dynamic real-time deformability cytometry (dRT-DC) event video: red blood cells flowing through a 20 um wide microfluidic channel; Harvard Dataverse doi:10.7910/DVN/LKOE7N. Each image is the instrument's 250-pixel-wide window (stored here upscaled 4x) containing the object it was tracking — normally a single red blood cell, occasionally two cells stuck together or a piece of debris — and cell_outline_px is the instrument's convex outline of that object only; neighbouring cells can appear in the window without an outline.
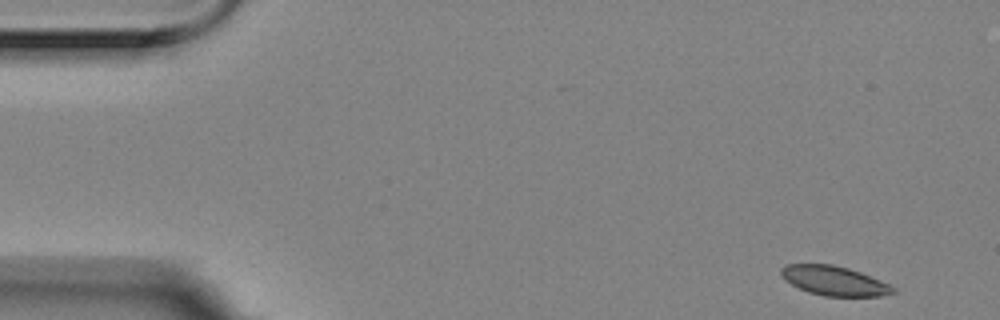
{"species": "Egyptian fruit bat (a non-hibernating species)", "species_latin": "Rousettus aegyptiacus", "temperature_condition": "room temperature", "stored_images_in_passage": 3, "camera_frame_rate_fps": 3000, "um_per_image_px": 0.085, "animal": {"sex": "female"}, "frame": {"image": 1, "passage_image": 1, "time_ms": 0.0, "image_size_px": [1000, 320], "cell_outline_px": [[896, 292], [880, 296], [824, 296], [808, 292], [784, 280], [780, 272], [780, 268], [784, 264], [832, 264], [848, 268], [860, 272], [880, 280], [896, 288]], "centroid_in_image_um": [70.89, 23.86], "position_along_channel_um": 14.1, "area_um2": 19.19}}
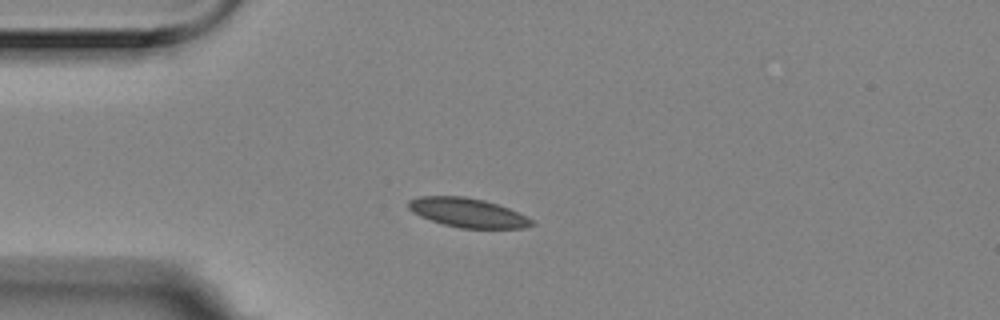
{"frame": {"image": 2, "passage_image": 3, "time_ms": 0.667, "image_size_px": [1000, 320], "cell_outline_px": [[536, 224], [524, 228], [460, 228], [444, 224], [420, 216], [412, 212], [408, 208], [408, 200], [420, 196], [464, 196], [484, 200], [508, 208], [532, 220]], "centroid_in_image_um": [39.72, 18.07], "position_along_channel_um": 45.3, "area_um2": 20.75}}